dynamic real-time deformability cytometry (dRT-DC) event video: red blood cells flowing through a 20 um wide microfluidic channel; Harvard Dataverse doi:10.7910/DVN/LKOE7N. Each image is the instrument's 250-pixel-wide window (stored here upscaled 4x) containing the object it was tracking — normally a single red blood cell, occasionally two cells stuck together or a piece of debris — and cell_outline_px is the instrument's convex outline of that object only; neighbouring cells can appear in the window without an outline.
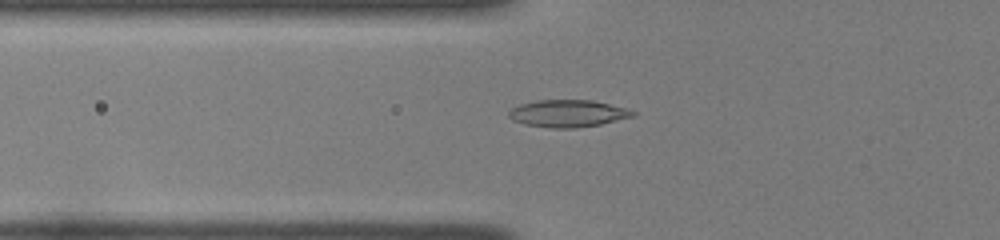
{"species": "common noctule bat (a hibernating species)", "species_latin": "Nyctalus noctula", "temperature_condition": "room temperature", "stored_images_in_passage": 35, "camera_frame_rate_fps": 3000, "um_per_image_px": 0.085, "animal": {"sex": "female", "body_mass_g": 22.0, "forearm_length_mm": 56.7}, "frame": {"image": 1, "passage_image": 2, "time_ms": 0.333, "image_size_px": [1000, 240], "cell_outline_px": [[636, 116], [600, 124], [572, 128], [552, 128], [524, 124], [512, 120], [508, 116], [508, 112], [512, 108], [520, 104], [536, 100], [592, 100], [624, 108], [636, 112]], "centroid_in_image_um": [48.24, 9.64], "position_along_channel_um": 77.6, "area_um2": 19.54}}
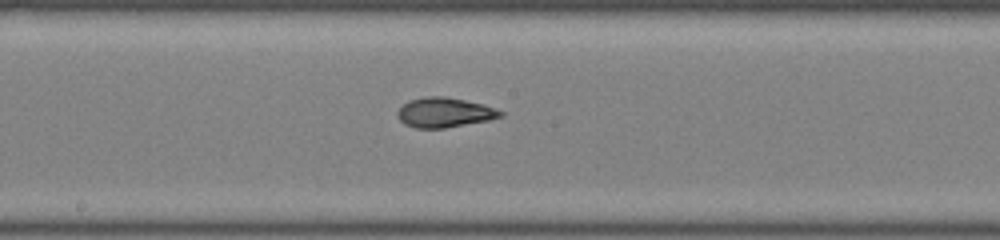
{"frame": {"image": 2, "passage_image": 12, "time_ms": 3.667, "image_size_px": [1000, 240], "cell_outline_px": [[504, 116], [488, 120], [444, 128], [416, 128], [404, 124], [396, 116], [396, 112], [408, 100], [428, 96], [444, 96], [484, 104], [496, 108], [504, 112]], "centroid_in_image_um": [37.78, 9.56], "position_along_channel_um": 210.4, "area_um2": 17.92}}
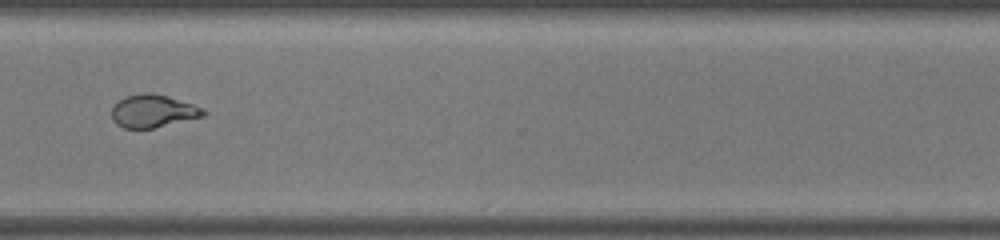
{"frame": {"image": 3, "passage_image": 23, "time_ms": 7.333, "image_size_px": [1000, 240], "cell_outline_px": [[208, 112], [204, 116], [152, 128], [124, 128], [116, 124], [112, 120], [112, 108], [124, 96], [144, 92], [152, 92], [168, 96], [204, 108]], "centroid_in_image_um": [13.01, 9.43], "position_along_channel_um": 357.6, "area_um2": 17.51}}